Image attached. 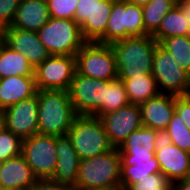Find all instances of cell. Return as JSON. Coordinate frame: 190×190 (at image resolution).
Masks as SVG:
<instances>
[{"label": "cell", "mask_w": 190, "mask_h": 190, "mask_svg": "<svg viewBox=\"0 0 190 190\" xmlns=\"http://www.w3.org/2000/svg\"><path fill=\"white\" fill-rule=\"evenodd\" d=\"M38 133L50 136H67L78 116L68 91L37 90Z\"/></svg>", "instance_id": "cell-1"}, {"label": "cell", "mask_w": 190, "mask_h": 190, "mask_svg": "<svg viewBox=\"0 0 190 190\" xmlns=\"http://www.w3.org/2000/svg\"><path fill=\"white\" fill-rule=\"evenodd\" d=\"M157 44L151 35L132 36L112 43L118 78L132 79L151 73Z\"/></svg>", "instance_id": "cell-2"}, {"label": "cell", "mask_w": 190, "mask_h": 190, "mask_svg": "<svg viewBox=\"0 0 190 190\" xmlns=\"http://www.w3.org/2000/svg\"><path fill=\"white\" fill-rule=\"evenodd\" d=\"M75 187L85 189L121 190V160L119 149L79 161Z\"/></svg>", "instance_id": "cell-3"}, {"label": "cell", "mask_w": 190, "mask_h": 190, "mask_svg": "<svg viewBox=\"0 0 190 190\" xmlns=\"http://www.w3.org/2000/svg\"><path fill=\"white\" fill-rule=\"evenodd\" d=\"M67 136L80 160L95 157L113 148L99 117L78 115Z\"/></svg>", "instance_id": "cell-4"}, {"label": "cell", "mask_w": 190, "mask_h": 190, "mask_svg": "<svg viewBox=\"0 0 190 190\" xmlns=\"http://www.w3.org/2000/svg\"><path fill=\"white\" fill-rule=\"evenodd\" d=\"M37 34L50 55L75 56L86 43L80 26L71 19L50 17Z\"/></svg>", "instance_id": "cell-5"}, {"label": "cell", "mask_w": 190, "mask_h": 190, "mask_svg": "<svg viewBox=\"0 0 190 190\" xmlns=\"http://www.w3.org/2000/svg\"><path fill=\"white\" fill-rule=\"evenodd\" d=\"M142 7L125 0L113 2L105 33L96 41L111 45L132 36H144Z\"/></svg>", "instance_id": "cell-6"}, {"label": "cell", "mask_w": 190, "mask_h": 190, "mask_svg": "<svg viewBox=\"0 0 190 190\" xmlns=\"http://www.w3.org/2000/svg\"><path fill=\"white\" fill-rule=\"evenodd\" d=\"M76 72L97 80L118 78L116 56L111 45L86 42L75 55Z\"/></svg>", "instance_id": "cell-7"}, {"label": "cell", "mask_w": 190, "mask_h": 190, "mask_svg": "<svg viewBox=\"0 0 190 190\" xmlns=\"http://www.w3.org/2000/svg\"><path fill=\"white\" fill-rule=\"evenodd\" d=\"M152 76L160 93L186 96L190 93V74L180 67L174 57L159 43L156 46Z\"/></svg>", "instance_id": "cell-8"}, {"label": "cell", "mask_w": 190, "mask_h": 190, "mask_svg": "<svg viewBox=\"0 0 190 190\" xmlns=\"http://www.w3.org/2000/svg\"><path fill=\"white\" fill-rule=\"evenodd\" d=\"M56 136L35 134L22 141L21 155L38 180L50 179L56 169Z\"/></svg>", "instance_id": "cell-9"}, {"label": "cell", "mask_w": 190, "mask_h": 190, "mask_svg": "<svg viewBox=\"0 0 190 190\" xmlns=\"http://www.w3.org/2000/svg\"><path fill=\"white\" fill-rule=\"evenodd\" d=\"M75 72V56L50 55L34 69L36 88L68 91Z\"/></svg>", "instance_id": "cell-10"}, {"label": "cell", "mask_w": 190, "mask_h": 190, "mask_svg": "<svg viewBox=\"0 0 190 190\" xmlns=\"http://www.w3.org/2000/svg\"><path fill=\"white\" fill-rule=\"evenodd\" d=\"M106 89L107 80H97L75 72L68 93L76 114L92 116L105 103Z\"/></svg>", "instance_id": "cell-11"}, {"label": "cell", "mask_w": 190, "mask_h": 190, "mask_svg": "<svg viewBox=\"0 0 190 190\" xmlns=\"http://www.w3.org/2000/svg\"><path fill=\"white\" fill-rule=\"evenodd\" d=\"M99 118L110 144L116 148H119L133 131L142 127L141 109L136 104L105 113Z\"/></svg>", "instance_id": "cell-12"}, {"label": "cell", "mask_w": 190, "mask_h": 190, "mask_svg": "<svg viewBox=\"0 0 190 190\" xmlns=\"http://www.w3.org/2000/svg\"><path fill=\"white\" fill-rule=\"evenodd\" d=\"M5 129L22 140L38 133V98L34 96L19 101L1 111Z\"/></svg>", "instance_id": "cell-13"}, {"label": "cell", "mask_w": 190, "mask_h": 190, "mask_svg": "<svg viewBox=\"0 0 190 190\" xmlns=\"http://www.w3.org/2000/svg\"><path fill=\"white\" fill-rule=\"evenodd\" d=\"M155 156L159 162L161 173L171 183L190 176V152L180 149L163 135L156 143Z\"/></svg>", "instance_id": "cell-14"}, {"label": "cell", "mask_w": 190, "mask_h": 190, "mask_svg": "<svg viewBox=\"0 0 190 190\" xmlns=\"http://www.w3.org/2000/svg\"><path fill=\"white\" fill-rule=\"evenodd\" d=\"M4 43L12 50L26 56L34 69L50 56L37 32L34 31L5 28Z\"/></svg>", "instance_id": "cell-15"}, {"label": "cell", "mask_w": 190, "mask_h": 190, "mask_svg": "<svg viewBox=\"0 0 190 190\" xmlns=\"http://www.w3.org/2000/svg\"><path fill=\"white\" fill-rule=\"evenodd\" d=\"M176 96L160 93L141 103L142 126L152 128L161 134L166 130L175 112Z\"/></svg>", "instance_id": "cell-16"}, {"label": "cell", "mask_w": 190, "mask_h": 190, "mask_svg": "<svg viewBox=\"0 0 190 190\" xmlns=\"http://www.w3.org/2000/svg\"><path fill=\"white\" fill-rule=\"evenodd\" d=\"M37 182L22 155L0 162V189L31 190Z\"/></svg>", "instance_id": "cell-17"}, {"label": "cell", "mask_w": 190, "mask_h": 190, "mask_svg": "<svg viewBox=\"0 0 190 190\" xmlns=\"http://www.w3.org/2000/svg\"><path fill=\"white\" fill-rule=\"evenodd\" d=\"M57 165L53 176L49 179L56 183L74 185L79 169V157L68 136L56 137Z\"/></svg>", "instance_id": "cell-18"}, {"label": "cell", "mask_w": 190, "mask_h": 190, "mask_svg": "<svg viewBox=\"0 0 190 190\" xmlns=\"http://www.w3.org/2000/svg\"><path fill=\"white\" fill-rule=\"evenodd\" d=\"M46 0H21L9 27L37 32L49 21Z\"/></svg>", "instance_id": "cell-19"}, {"label": "cell", "mask_w": 190, "mask_h": 190, "mask_svg": "<svg viewBox=\"0 0 190 190\" xmlns=\"http://www.w3.org/2000/svg\"><path fill=\"white\" fill-rule=\"evenodd\" d=\"M37 92L35 76H11L0 79V111L34 96Z\"/></svg>", "instance_id": "cell-20"}, {"label": "cell", "mask_w": 190, "mask_h": 190, "mask_svg": "<svg viewBox=\"0 0 190 190\" xmlns=\"http://www.w3.org/2000/svg\"><path fill=\"white\" fill-rule=\"evenodd\" d=\"M121 160V190H126L132 183L149 174L161 172L157 157H135L120 155Z\"/></svg>", "instance_id": "cell-21"}, {"label": "cell", "mask_w": 190, "mask_h": 190, "mask_svg": "<svg viewBox=\"0 0 190 190\" xmlns=\"http://www.w3.org/2000/svg\"><path fill=\"white\" fill-rule=\"evenodd\" d=\"M162 134L149 127L142 126L133 131L121 144L120 155H134L135 157H155L156 143Z\"/></svg>", "instance_id": "cell-22"}, {"label": "cell", "mask_w": 190, "mask_h": 190, "mask_svg": "<svg viewBox=\"0 0 190 190\" xmlns=\"http://www.w3.org/2000/svg\"><path fill=\"white\" fill-rule=\"evenodd\" d=\"M112 6L113 1L110 0H100L95 4L93 15L80 26L86 42H96L105 33Z\"/></svg>", "instance_id": "cell-23"}, {"label": "cell", "mask_w": 190, "mask_h": 190, "mask_svg": "<svg viewBox=\"0 0 190 190\" xmlns=\"http://www.w3.org/2000/svg\"><path fill=\"white\" fill-rule=\"evenodd\" d=\"M18 75L34 76V68L26 56L12 50L3 42L0 46V79Z\"/></svg>", "instance_id": "cell-24"}, {"label": "cell", "mask_w": 190, "mask_h": 190, "mask_svg": "<svg viewBox=\"0 0 190 190\" xmlns=\"http://www.w3.org/2000/svg\"><path fill=\"white\" fill-rule=\"evenodd\" d=\"M130 104L140 105L160 94L157 82L151 73L132 79H121Z\"/></svg>", "instance_id": "cell-25"}, {"label": "cell", "mask_w": 190, "mask_h": 190, "mask_svg": "<svg viewBox=\"0 0 190 190\" xmlns=\"http://www.w3.org/2000/svg\"><path fill=\"white\" fill-rule=\"evenodd\" d=\"M151 36L157 43L173 36H190L186 16L175 5L167 12L159 28Z\"/></svg>", "instance_id": "cell-26"}, {"label": "cell", "mask_w": 190, "mask_h": 190, "mask_svg": "<svg viewBox=\"0 0 190 190\" xmlns=\"http://www.w3.org/2000/svg\"><path fill=\"white\" fill-rule=\"evenodd\" d=\"M175 5L176 0H149L142 7L145 35H152L159 28L167 12Z\"/></svg>", "instance_id": "cell-27"}, {"label": "cell", "mask_w": 190, "mask_h": 190, "mask_svg": "<svg viewBox=\"0 0 190 190\" xmlns=\"http://www.w3.org/2000/svg\"><path fill=\"white\" fill-rule=\"evenodd\" d=\"M127 93L121 79L107 80L105 103L92 115L100 117L105 113L118 110L129 105Z\"/></svg>", "instance_id": "cell-28"}, {"label": "cell", "mask_w": 190, "mask_h": 190, "mask_svg": "<svg viewBox=\"0 0 190 190\" xmlns=\"http://www.w3.org/2000/svg\"><path fill=\"white\" fill-rule=\"evenodd\" d=\"M190 74V36H173L159 43Z\"/></svg>", "instance_id": "cell-29"}, {"label": "cell", "mask_w": 190, "mask_h": 190, "mask_svg": "<svg viewBox=\"0 0 190 190\" xmlns=\"http://www.w3.org/2000/svg\"><path fill=\"white\" fill-rule=\"evenodd\" d=\"M162 135L170 143L182 150L190 152V130L176 112L173 113L171 121Z\"/></svg>", "instance_id": "cell-30"}, {"label": "cell", "mask_w": 190, "mask_h": 190, "mask_svg": "<svg viewBox=\"0 0 190 190\" xmlns=\"http://www.w3.org/2000/svg\"><path fill=\"white\" fill-rule=\"evenodd\" d=\"M22 139L4 129L0 133V162L21 155Z\"/></svg>", "instance_id": "cell-31"}, {"label": "cell", "mask_w": 190, "mask_h": 190, "mask_svg": "<svg viewBox=\"0 0 190 190\" xmlns=\"http://www.w3.org/2000/svg\"><path fill=\"white\" fill-rule=\"evenodd\" d=\"M171 184L167 177L159 172L140 178L126 190H171Z\"/></svg>", "instance_id": "cell-32"}, {"label": "cell", "mask_w": 190, "mask_h": 190, "mask_svg": "<svg viewBox=\"0 0 190 190\" xmlns=\"http://www.w3.org/2000/svg\"><path fill=\"white\" fill-rule=\"evenodd\" d=\"M51 18L74 20L78 0H46Z\"/></svg>", "instance_id": "cell-33"}, {"label": "cell", "mask_w": 190, "mask_h": 190, "mask_svg": "<svg viewBox=\"0 0 190 190\" xmlns=\"http://www.w3.org/2000/svg\"><path fill=\"white\" fill-rule=\"evenodd\" d=\"M21 0H0V23L6 28L14 19Z\"/></svg>", "instance_id": "cell-34"}, {"label": "cell", "mask_w": 190, "mask_h": 190, "mask_svg": "<svg viewBox=\"0 0 190 190\" xmlns=\"http://www.w3.org/2000/svg\"><path fill=\"white\" fill-rule=\"evenodd\" d=\"M100 0H78L74 21L81 26L88 17L93 15L94 6Z\"/></svg>", "instance_id": "cell-35"}, {"label": "cell", "mask_w": 190, "mask_h": 190, "mask_svg": "<svg viewBox=\"0 0 190 190\" xmlns=\"http://www.w3.org/2000/svg\"><path fill=\"white\" fill-rule=\"evenodd\" d=\"M175 112L190 130V95L176 96Z\"/></svg>", "instance_id": "cell-36"}, {"label": "cell", "mask_w": 190, "mask_h": 190, "mask_svg": "<svg viewBox=\"0 0 190 190\" xmlns=\"http://www.w3.org/2000/svg\"><path fill=\"white\" fill-rule=\"evenodd\" d=\"M31 190H75V186L67 183H56L51 180H38Z\"/></svg>", "instance_id": "cell-37"}, {"label": "cell", "mask_w": 190, "mask_h": 190, "mask_svg": "<svg viewBox=\"0 0 190 190\" xmlns=\"http://www.w3.org/2000/svg\"><path fill=\"white\" fill-rule=\"evenodd\" d=\"M176 6L186 16V21L187 25L189 26V34H190V0L176 1Z\"/></svg>", "instance_id": "cell-38"}, {"label": "cell", "mask_w": 190, "mask_h": 190, "mask_svg": "<svg viewBox=\"0 0 190 190\" xmlns=\"http://www.w3.org/2000/svg\"><path fill=\"white\" fill-rule=\"evenodd\" d=\"M171 190H190V176L171 184Z\"/></svg>", "instance_id": "cell-39"}, {"label": "cell", "mask_w": 190, "mask_h": 190, "mask_svg": "<svg viewBox=\"0 0 190 190\" xmlns=\"http://www.w3.org/2000/svg\"><path fill=\"white\" fill-rule=\"evenodd\" d=\"M125 1L131 4L138 5L140 7H144L148 3L149 0H125Z\"/></svg>", "instance_id": "cell-40"}, {"label": "cell", "mask_w": 190, "mask_h": 190, "mask_svg": "<svg viewBox=\"0 0 190 190\" xmlns=\"http://www.w3.org/2000/svg\"><path fill=\"white\" fill-rule=\"evenodd\" d=\"M5 129V120L2 112L0 111V133Z\"/></svg>", "instance_id": "cell-41"}, {"label": "cell", "mask_w": 190, "mask_h": 190, "mask_svg": "<svg viewBox=\"0 0 190 190\" xmlns=\"http://www.w3.org/2000/svg\"><path fill=\"white\" fill-rule=\"evenodd\" d=\"M5 27L0 23V41H4Z\"/></svg>", "instance_id": "cell-42"}, {"label": "cell", "mask_w": 190, "mask_h": 190, "mask_svg": "<svg viewBox=\"0 0 190 190\" xmlns=\"http://www.w3.org/2000/svg\"><path fill=\"white\" fill-rule=\"evenodd\" d=\"M75 190H102V189H85V188H79V187H75Z\"/></svg>", "instance_id": "cell-43"}]
</instances>
